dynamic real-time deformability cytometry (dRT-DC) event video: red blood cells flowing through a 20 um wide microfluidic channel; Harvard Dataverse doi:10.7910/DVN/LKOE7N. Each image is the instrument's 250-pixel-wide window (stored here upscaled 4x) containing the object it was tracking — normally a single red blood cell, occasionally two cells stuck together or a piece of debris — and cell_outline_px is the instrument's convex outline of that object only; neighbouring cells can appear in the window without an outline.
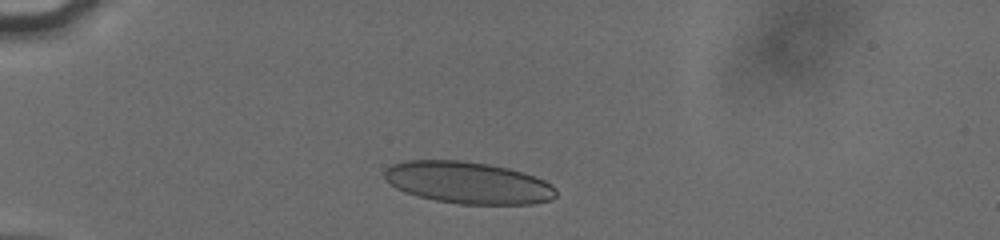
{"species": "human", "species_latin": "Homo sapiens", "temperature_condition": "cold", "stored_images_in_passage": 35, "camera_frame_rate_fps": 3000, "um_per_image_px": 0.085, "donor": {"sex": "male"}, "frame": {"image": 1, "passage_image": 3, "time_ms": 0.667, "image_size_px": [1000, 240], "cell_outline_px": [[556, 196], [552, 200], [532, 204], [460, 204], [436, 200], [416, 196], [404, 192], [396, 188], [384, 180], [384, 172], [392, 164], [408, 160], [460, 160], [488, 164], [508, 168], [536, 176], [552, 184], [556, 188]], "centroid_in_image_um": [39.79, 15.53], "position_along_channel_um": 45.2, "area_um2": 42.14}}
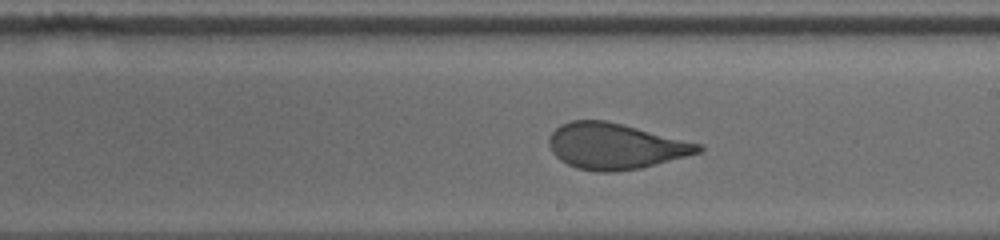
{"frame": {"image": 2, "passage_image": 21, "time_ms": 6.667, "image_size_px": [1000, 240], "cell_outline_px": [[704, 148], [700, 152], [656, 164], [640, 168], [616, 172], [596, 172], [576, 168], [560, 160], [552, 152], [548, 144], [548, 140], [552, 132], [560, 124], [572, 120], [604, 120], [700, 144]], "centroid_in_image_um": [52.23, 12.44], "position_along_channel_um": 236.8, "area_um2": 39.48}}
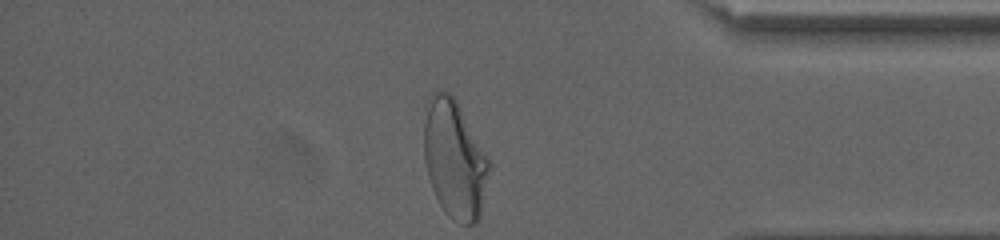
{"frame": {"image": 3, "passage_image": 35, "time_ms": 11.333, "image_size_px": [1000, 240], "cell_outline_px": [[492, 164], [480, 216], [476, 224], [460, 224], [452, 220], [448, 216], [440, 204], [432, 188], [428, 176], [424, 160], [424, 124], [432, 92], [436, 88], [448, 92], [456, 100]], "centroid_in_image_um": [38.66, 13.58], "position_along_channel_um": 396.5, "area_um2": 44.91}, "authors_computed_cell_mechanics": {"area_um2": 40.6912, "velocity_mm_per_s": 3.8278, "shape_relaxation_time_tau1_ms": 4.4754, "shape_relaxation_time_tau2_ms": 0.6851, "deformation_change_tau1": 0.1492, "deformation_change_tau2": 0.0677}}